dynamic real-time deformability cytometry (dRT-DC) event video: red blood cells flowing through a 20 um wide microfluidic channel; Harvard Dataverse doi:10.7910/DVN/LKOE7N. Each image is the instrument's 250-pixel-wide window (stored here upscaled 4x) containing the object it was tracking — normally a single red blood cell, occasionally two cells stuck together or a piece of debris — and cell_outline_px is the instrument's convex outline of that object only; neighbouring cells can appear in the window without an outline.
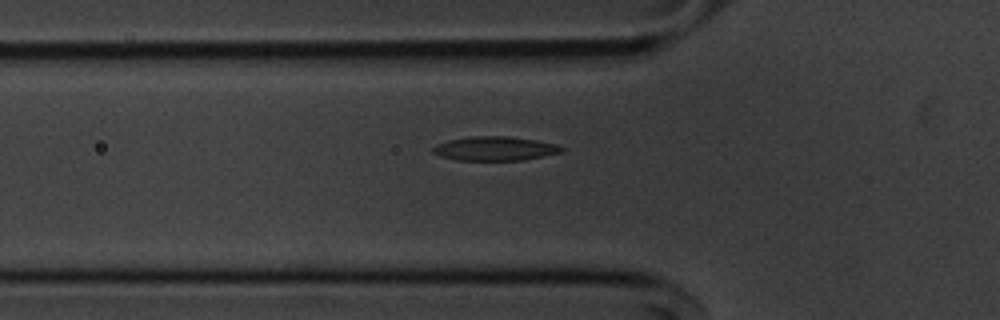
{"species": "common noctule bat (a hibernating species)", "species_latin": "Nyctalus noctula", "temperature_condition": "cold", "stored_images_in_passage": 8, "camera_frame_rate_fps": 3000, "um_per_image_px": 0.085, "animal": {"sex": "male", "body_mass_g": 20.1, "forearm_length_mm": 53.5}, "frame": {"image": 1, "passage_image": 2, "time_ms": 0.333, "image_size_px": [1000, 320], "cell_outline_px": [[564, 152], [524, 160], [456, 160], [440, 156], [432, 152], [432, 148], [436, 144], [448, 140], [468, 136], [508, 136], [536, 140], [556, 144], [564, 148]], "centroid_in_image_um": [42.07, 12.62], "position_along_channel_um": 83.7, "area_um2": 18.21}}
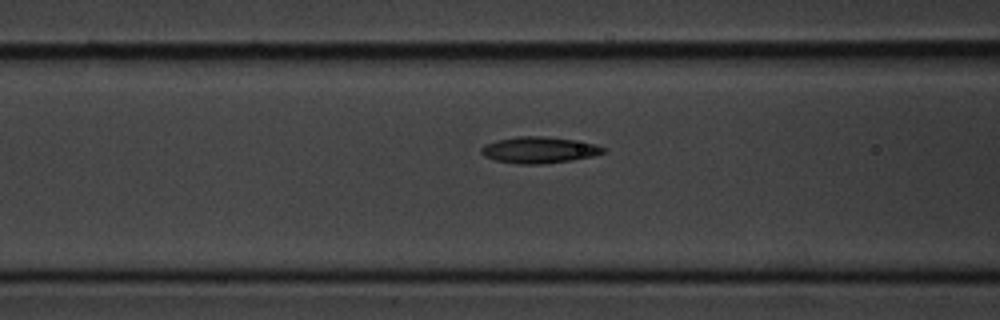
{"frame": {"image": 2, "passage_image": 5, "time_ms": 1.333, "image_size_px": [1000, 320], "cell_outline_px": [[608, 152], [592, 156], [572, 160], [544, 164], [516, 164], [496, 160], [484, 156], [480, 152], [480, 148], [484, 144], [496, 140], [516, 136], [540, 136], [572, 140], [596, 144], [604, 148]], "centroid_in_image_um": [45.79, 12.75], "position_along_channel_um": 120.8, "area_um2": 18.79}}